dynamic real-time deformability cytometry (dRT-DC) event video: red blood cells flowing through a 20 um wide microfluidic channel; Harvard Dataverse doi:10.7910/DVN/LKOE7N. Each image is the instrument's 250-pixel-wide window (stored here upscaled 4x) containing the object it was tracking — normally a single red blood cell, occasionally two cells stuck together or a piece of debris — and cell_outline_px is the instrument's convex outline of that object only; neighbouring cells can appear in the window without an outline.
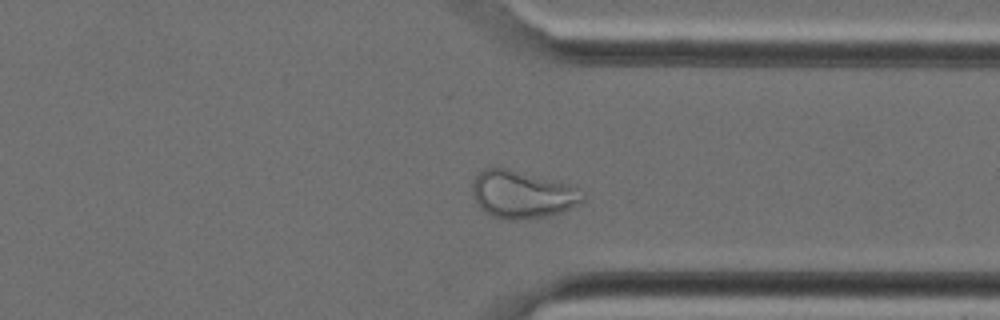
{"species": "Egyptian fruit bat (a non-hibernating species)", "species_latin": "Rousettus aegyptiacus", "temperature_condition": "cold", "stored_images_in_passage": 32, "camera_frame_rate_fps": 3000, "um_per_image_px": 0.085, "animal": {"sex": "female"}, "frame": {"image": 1, "passage_image": 23, "time_ms": 7.333, "image_size_px": [1000, 320], "cell_outline_px": [[584, 200], [580, 204], [560, 212], [548, 216], [512, 220], [492, 216], [484, 212], [476, 204], [472, 192], [472, 184], [476, 176], [484, 168], [504, 168], [568, 184], [576, 188], [584, 196]], "centroid_in_image_um": [44.35, 16.55], "position_along_channel_um": 367.0, "area_um2": 30.11}}